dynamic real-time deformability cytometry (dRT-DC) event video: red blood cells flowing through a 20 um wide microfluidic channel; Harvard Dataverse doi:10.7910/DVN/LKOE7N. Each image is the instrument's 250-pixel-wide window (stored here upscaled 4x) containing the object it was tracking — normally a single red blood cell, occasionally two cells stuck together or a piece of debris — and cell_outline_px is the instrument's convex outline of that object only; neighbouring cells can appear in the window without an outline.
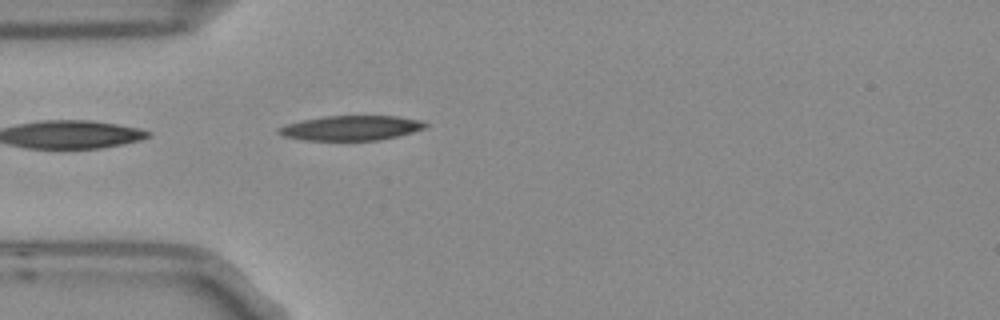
{"species": "Egyptian fruit bat (a non-hibernating species)", "species_latin": "Rousettus aegyptiacus", "temperature_condition": "room temperature", "stored_images_in_passage": 1, "camera_frame_rate_fps": 3000, "um_per_image_px": 0.085, "frame": {"image": 1, "passage_image": 1, "time_ms": 0.0, "image_size_px": [1000, 320], "cell_outline_px": [[428, 128], [380, 140], [304, 140], [284, 136], [276, 132], [276, 128], [300, 120], [324, 116], [400, 116], [424, 120], [428, 124]], "centroid_in_image_um": [29.88, 10.87], "position_along_channel_um": 55.1, "area_um2": 21.39}}